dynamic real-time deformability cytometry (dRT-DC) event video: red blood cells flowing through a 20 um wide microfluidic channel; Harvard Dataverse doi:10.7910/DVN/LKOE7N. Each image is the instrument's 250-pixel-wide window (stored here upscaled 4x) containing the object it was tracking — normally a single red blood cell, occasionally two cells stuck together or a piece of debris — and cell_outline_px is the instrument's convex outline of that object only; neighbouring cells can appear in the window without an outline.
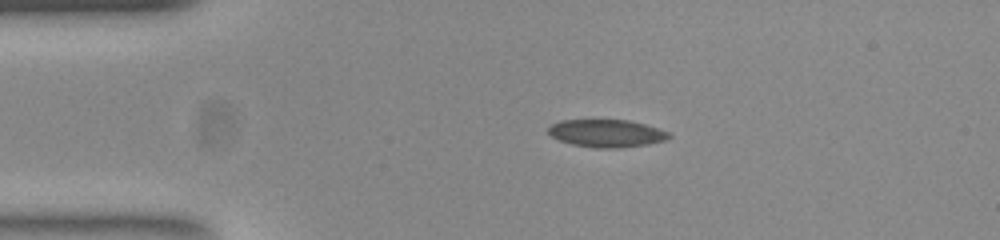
{"species": "common noctule bat (a hibernating species)", "species_latin": "Nyctalus noctula", "temperature_condition": "room temperature", "stored_images_in_passage": 43, "camera_frame_rate_fps": 3000, "um_per_image_px": 0.085, "animal": {"sex": "female", "body_mass_g": 23.0, "forearm_length_mm": 53.4}, "frame": {"image": 1, "passage_image": 1, "time_ms": 0.0, "image_size_px": [1000, 240], "cell_outline_px": [[672, 136], [668, 140], [648, 144], [620, 148], [596, 148], [572, 144], [560, 140], [552, 136], [548, 132], [548, 128], [552, 124], [560, 120], [628, 120], [644, 124], [668, 132]], "centroid_in_image_um": [51.57, 11.33], "position_along_channel_um": 33.4, "area_um2": 19.36}}
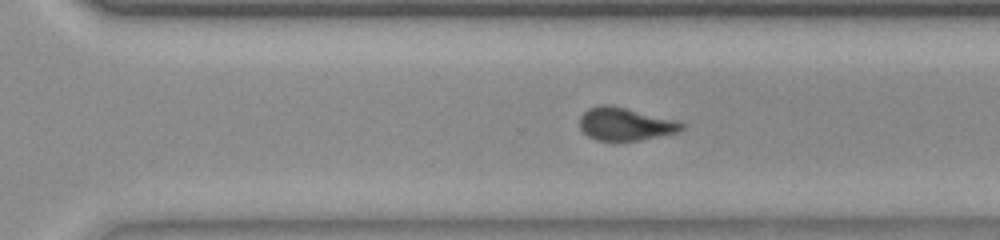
{"frame": {"image": 2, "passage_image": 26, "time_ms": 8.333, "image_size_px": [1000, 240], "cell_outline_px": [[684, 128], [680, 132], [640, 140], [596, 140], [588, 136], [580, 128], [580, 116], [588, 108], [600, 104], [612, 104], [680, 120], [684, 124]], "centroid_in_image_um": [53.19, 10.51], "position_along_channel_um": 317.4, "area_um2": 19.94}}
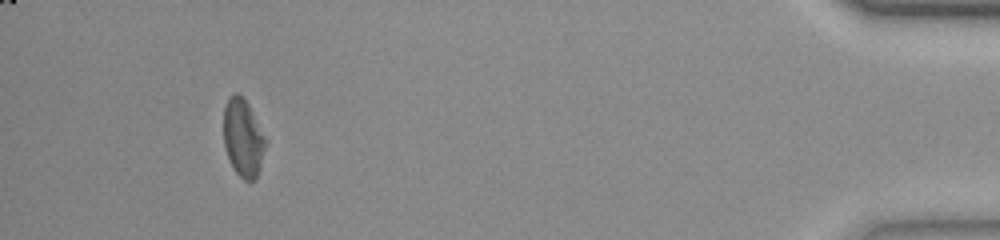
{"frame": {"image": 3, "passage_image": 39, "time_ms": 12.667, "image_size_px": [1000, 240], "cell_outline_px": [[268, 140], [260, 168], [256, 180], [244, 180], [232, 168], [224, 144], [224, 108], [228, 100], [236, 92], [248, 104]], "centroid_in_image_um": [20.69, 11.77], "position_along_channel_um": 414.5, "area_um2": 18.96}, "authors_computed_cell_mechanics": {"area_um2": 19.8832, "velocity_mm_per_s": 3.8804, "shape_relaxation_time_tau1_ms": 5.2543, "shape_relaxation_time_tau2_ms": 2.086, "deformation_change_tau1": 0.1339, "deformation_change_tau2": 0.0834}}